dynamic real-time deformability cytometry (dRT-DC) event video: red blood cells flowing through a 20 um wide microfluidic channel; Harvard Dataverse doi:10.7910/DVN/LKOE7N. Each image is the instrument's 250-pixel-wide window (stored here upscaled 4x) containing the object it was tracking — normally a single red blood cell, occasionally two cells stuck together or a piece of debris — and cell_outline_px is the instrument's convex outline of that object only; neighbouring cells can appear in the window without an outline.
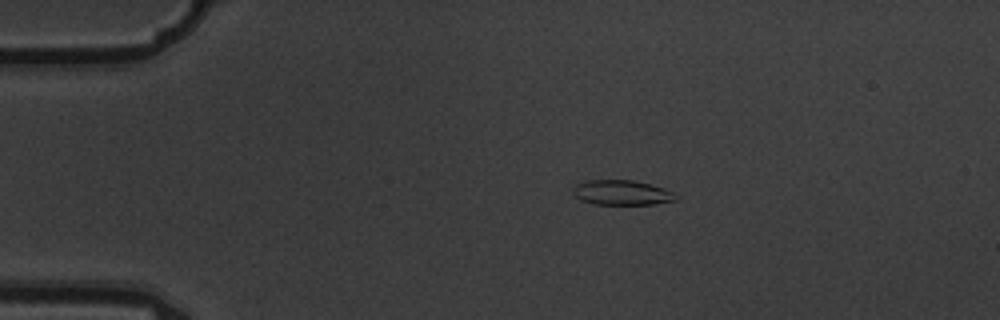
{"species": "common noctule bat (a hibernating species)", "species_latin": "Nyctalus noctula", "temperature_condition": "warm", "stored_images_in_passage": 4, "camera_frame_rate_fps": 3000, "um_per_image_px": 0.085, "animal": {"sex": "male", "body_mass_g": 19.5, "forearm_length_mm": 54.6}, "frame": {"image": 1, "passage_image": 3, "time_ms": 0.667, "image_size_px": [1000, 320], "cell_outline_px": [[680, 196], [676, 200], [656, 204], [592, 204], [580, 200], [572, 196], [572, 188], [576, 184], [584, 180], [632, 180], [664, 188]], "centroid_in_image_um": [52.8, 16.38], "position_along_channel_um": 32.2, "area_um2": 15.14}}